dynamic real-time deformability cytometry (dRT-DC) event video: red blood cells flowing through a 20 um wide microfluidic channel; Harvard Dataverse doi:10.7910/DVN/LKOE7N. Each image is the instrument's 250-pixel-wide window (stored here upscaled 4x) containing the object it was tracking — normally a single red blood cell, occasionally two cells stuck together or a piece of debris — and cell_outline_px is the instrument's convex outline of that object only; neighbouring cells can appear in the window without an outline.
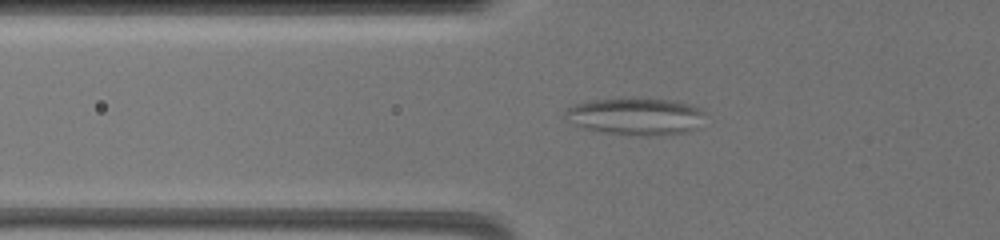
{"species": "common noctule bat (a hibernating species)", "species_latin": "Nyctalus noctula", "temperature_condition": "warm", "stored_images_in_passage": 23, "camera_frame_rate_fps": 3000, "um_per_image_px": 0.085, "animal": {"sex": "female", "body_mass_g": 19.5, "forearm_length_mm": 54.1}, "frame": {"image": 1, "passage_image": 20, "time_ms": 5.333, "image_size_px": [1000, 240], "cell_outline_px": [[696, 112], [692, 128], [680, 132], [648, 136], [604, 132], [584, 128], [576, 124], [568, 112], [568, 108], [576, 104], [596, 100], [632, 96], [668, 100], [688, 104], [696, 108]], "centroid_in_image_um": [53.9, 9.85], "position_along_channel_um": 71.9, "area_um2": 28.5}}
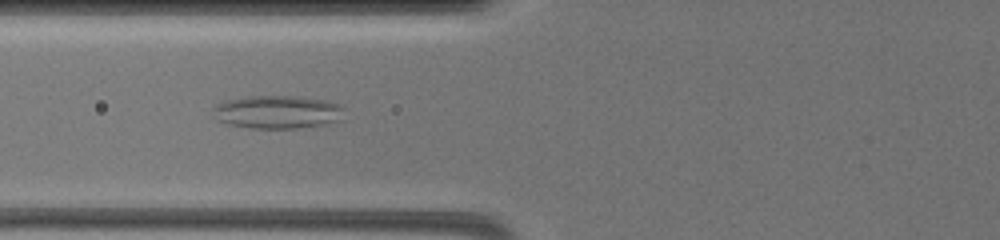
{"frame": {"image": 2, "passage_image": 22, "time_ms": 6.333, "image_size_px": [1000, 240], "cell_outline_px": [[340, 108], [336, 120], [320, 124], [296, 128], [252, 128], [228, 124], [216, 120], [212, 108], [216, 104], [232, 100], [252, 96], [292, 96], [324, 100], [336, 104]], "centroid_in_image_um": [23.44, 9.52], "position_along_channel_um": 102.4, "area_um2": 24.33}}